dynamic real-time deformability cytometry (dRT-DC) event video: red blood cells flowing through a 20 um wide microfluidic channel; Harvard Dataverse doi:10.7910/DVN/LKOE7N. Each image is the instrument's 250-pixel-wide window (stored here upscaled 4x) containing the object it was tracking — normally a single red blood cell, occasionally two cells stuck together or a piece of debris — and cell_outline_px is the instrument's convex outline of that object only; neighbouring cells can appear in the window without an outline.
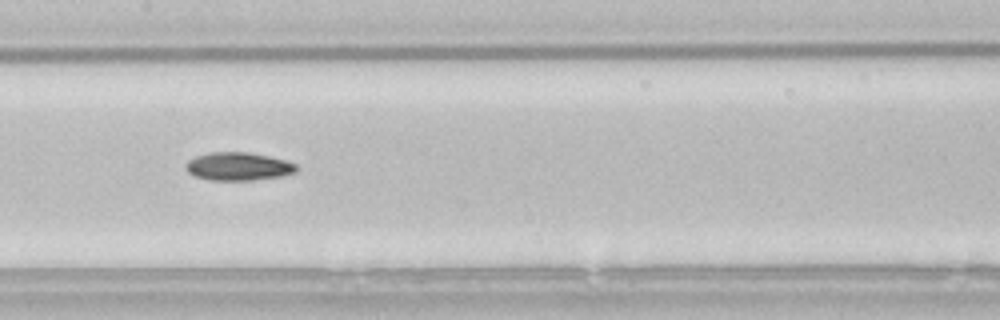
{"species": "common noctule bat (a hibernating species)", "species_latin": "Nyctalus noctula", "temperature_condition": "room temperature", "stored_images_in_passage": 17, "camera_frame_rate_fps": 3000, "um_per_image_px": 0.085, "animal": {"sex": "male", "body_mass_g": 21.5, "forearm_length_mm": 52.0}, "frame": {"image": 1, "passage_image": 12, "time_ms": 3.667, "image_size_px": [1000, 320], "cell_outline_px": [[300, 168], [296, 172], [280, 176], [252, 180], [208, 180], [196, 176], [188, 172], [184, 168], [184, 164], [188, 160], [196, 156], [208, 152], [248, 152], [268, 156], [284, 160], [296, 164]], "centroid_in_image_um": [20.23, 14.14], "position_along_channel_um": 187.2, "area_um2": 18.21}}